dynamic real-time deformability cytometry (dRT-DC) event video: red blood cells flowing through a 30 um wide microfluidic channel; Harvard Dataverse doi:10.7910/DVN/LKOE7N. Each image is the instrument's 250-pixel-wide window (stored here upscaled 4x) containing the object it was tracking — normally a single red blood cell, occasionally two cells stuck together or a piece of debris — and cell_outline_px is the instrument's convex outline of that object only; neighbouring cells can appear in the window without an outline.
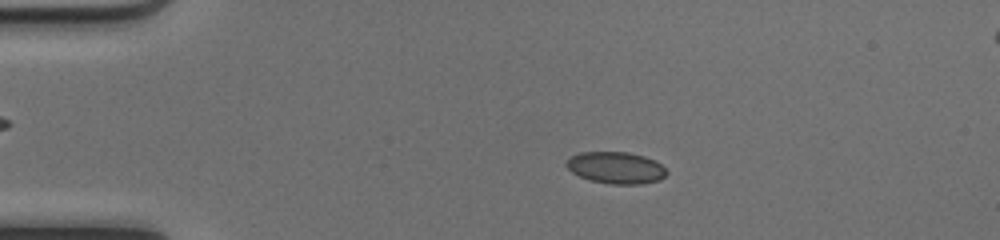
{"species": "common noctule bat (a hibernating species)", "species_latin": "Nyctalus noctula", "temperature_condition": "cold", "stored_images_in_passage": 49, "camera_frame_rate_fps": 3000, "um_per_image_px": 0.085, "animal": {"sex": "female", "body_mass_g": 17.0, "forearm_length_mm": 48.0}, "frame": {"image": 1, "passage_image": 10, "time_ms": 3.0, "image_size_px": [1000, 240], "cell_outline_px": [[668, 172], [660, 180], [644, 184], [608, 184], [588, 180], [572, 172], [564, 164], [572, 156], [580, 152], [628, 152], [644, 156], [656, 160]], "centroid_in_image_um": [52.36, 14.26], "position_along_channel_um": 32.6, "area_um2": 18.67}}
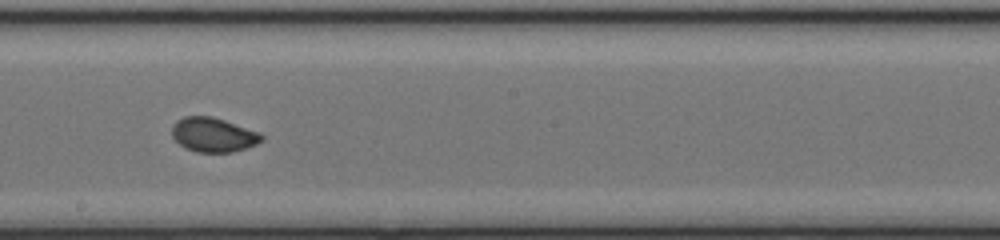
{"frame": {"image": 2, "passage_image": 28, "time_ms": 9.0, "image_size_px": [1000, 240], "cell_outline_px": [[264, 140], [256, 144], [232, 152], [196, 152], [184, 148], [172, 136], [172, 124], [176, 120], [184, 116], [212, 116], [260, 132], [264, 136]], "centroid_in_image_um": [18.12, 11.45], "position_along_channel_um": 230.1, "area_um2": 18.03}}
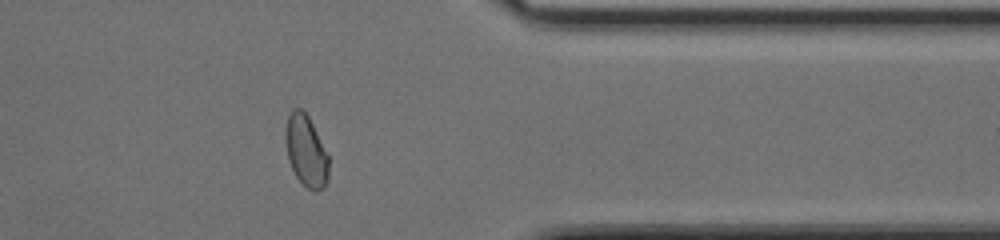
{"frame": {"image": 3, "passage_image": 40, "time_ms": 13.0, "image_size_px": [1000, 240], "cell_outline_px": [[328, 180], [324, 188], [316, 192], [308, 188], [296, 176], [288, 160], [284, 140], [284, 132], [288, 116], [292, 108], [300, 108], [308, 116], [328, 156]], "centroid_in_image_um": [25.99, 12.83], "position_along_channel_um": 385.4, "area_um2": 17.92}, "authors_computed_cell_mechanics": {"area_um2": 18.207, "velocity_mm_per_s": 4.1919, "shape_relaxation_time_tau1_ms": 2.7281, "shape_relaxation_time_tau2_ms": 0.6316, "deformation_change_tau1": 0.0979, "deformation_change_tau2": 0.0403}}